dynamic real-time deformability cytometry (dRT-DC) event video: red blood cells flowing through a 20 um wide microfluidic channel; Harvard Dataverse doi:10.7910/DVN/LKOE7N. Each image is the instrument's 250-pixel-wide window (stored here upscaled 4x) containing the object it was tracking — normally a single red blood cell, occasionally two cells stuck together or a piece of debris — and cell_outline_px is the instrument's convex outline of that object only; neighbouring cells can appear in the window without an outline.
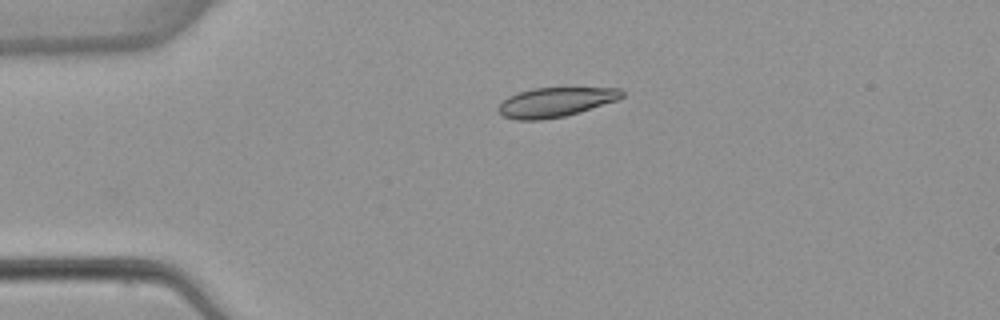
{"species": "common noctule bat (a hibernating species)", "species_latin": "Nyctalus noctula", "temperature_condition": "warm", "stored_images_in_passage": 3, "camera_frame_rate_fps": 3000, "um_per_image_px": 0.085, "animal": {"sex": "female", "body_mass_g": 22.7, "forearm_length_mm": 54.2}, "frame": {"image": 1, "passage_image": 2, "time_ms": 2.0, "image_size_px": [1000, 320], "cell_outline_px": [[624, 96], [620, 100], [580, 112], [564, 116], [540, 120], [516, 120], [504, 116], [496, 108], [508, 96], [532, 88], [620, 88], [624, 92]], "centroid_in_image_um": [47.26, 8.68], "position_along_channel_um": 37.7, "area_um2": 21.27}}